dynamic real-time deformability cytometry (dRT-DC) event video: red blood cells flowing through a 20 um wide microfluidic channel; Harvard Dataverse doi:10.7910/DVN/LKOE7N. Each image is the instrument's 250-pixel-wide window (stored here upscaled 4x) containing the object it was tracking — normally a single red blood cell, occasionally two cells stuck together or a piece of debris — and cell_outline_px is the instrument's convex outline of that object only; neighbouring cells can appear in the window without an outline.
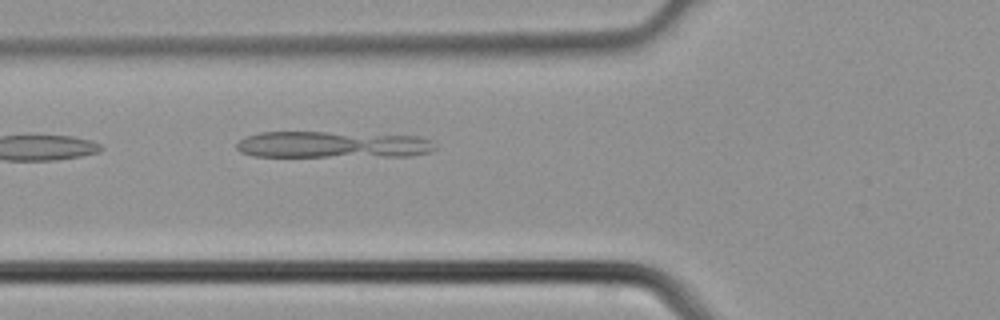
{"species": "common noctule bat (a hibernating species)", "species_latin": "Nyctalus noctula", "temperature_condition": "cold", "stored_images_in_passage": 3, "camera_frame_rate_fps": 3000, "um_per_image_px": 0.085, "animal": {"sex": "male", "body_mass_g": 21.5, "forearm_length_mm": 52.0}, "frame": {"image": 1, "passage_image": 2, "time_ms": 0.333, "image_size_px": [1000, 320], "cell_outline_px": [[436, 148], [428, 152], [412, 156], [252, 156], [240, 152], [236, 148], [236, 144], [240, 140], [248, 136], [260, 132], [324, 132], [416, 136], [432, 140]], "centroid_in_image_um": [28.26, 12.3], "position_along_channel_um": 97.5, "area_um2": 30.58}}